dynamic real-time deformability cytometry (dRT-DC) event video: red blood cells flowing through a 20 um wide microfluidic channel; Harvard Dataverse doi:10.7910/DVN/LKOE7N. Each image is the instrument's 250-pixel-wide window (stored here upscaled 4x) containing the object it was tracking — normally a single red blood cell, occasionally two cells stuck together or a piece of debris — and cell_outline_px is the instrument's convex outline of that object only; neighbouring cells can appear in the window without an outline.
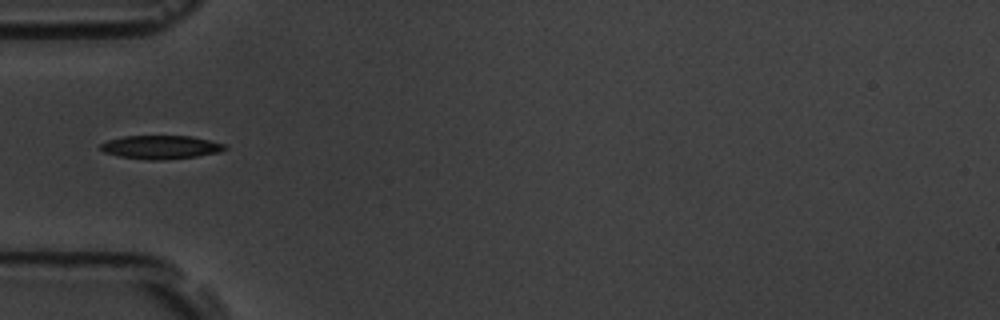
{"species": "common noctule bat (a hibernating species)", "species_latin": "Nyctalus noctula", "temperature_condition": "room temperature", "stored_images_in_passage": 39, "camera_frame_rate_fps": 3000, "um_per_image_px": 0.085, "animal": {"sex": "male", "body_mass_g": 19.5, "forearm_length_mm": 54.6}, "frame": {"image": 1, "passage_image": 1, "time_ms": 0.0, "image_size_px": [1000, 320], "cell_outline_px": [[228, 148], [220, 152], [196, 156], [164, 160], [148, 160], [120, 156], [104, 152], [100, 148], [100, 144], [108, 140], [124, 136], [192, 136], [224, 144]], "centroid_in_image_um": [13.67, 12.51], "position_along_channel_um": 71.3, "area_um2": 16.94}}
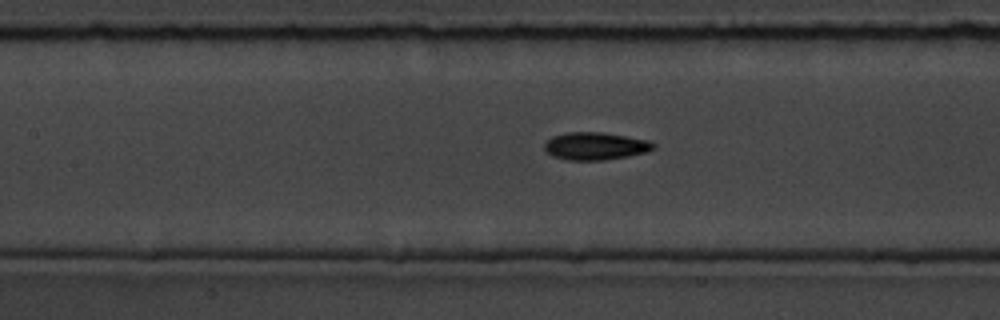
{"frame": {"image": 2, "passage_image": 8, "time_ms": 2.333, "image_size_px": [1000, 320], "cell_outline_px": [[656, 148], [648, 152], [628, 156], [600, 160], [568, 160], [552, 156], [544, 148], [544, 144], [552, 136], [568, 132], [604, 132], [648, 140], [656, 144]], "centroid_in_image_um": [50.63, 12.41], "position_along_channel_um": 156.8, "area_um2": 17.57}}
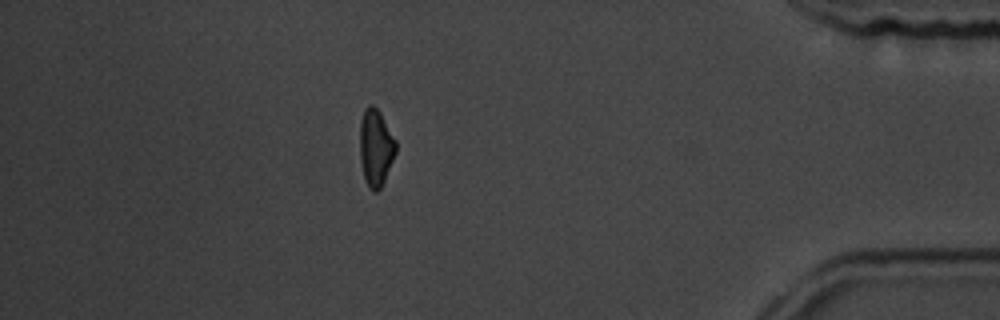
{"frame": {"image": 3, "passage_image": 32, "time_ms": 10.333, "image_size_px": [1000, 320], "cell_outline_px": [[396, 152], [384, 180], [380, 188], [376, 192], [372, 192], [368, 188], [364, 180], [360, 160], [360, 120], [364, 108], [368, 104], [372, 104], [380, 112], [396, 140]], "centroid_in_image_um": [31.92, 12.54], "position_along_channel_um": 403.3, "area_um2": 16.3}, "authors_computed_cell_mechanics": {"area_um2": 16.5886, "velocity_mm_per_s": 3.6312, "shape_relaxation_time_tau1_ms": 5.1258, "shape_relaxation_time_tau2_ms": 2.72, "deformation_change_tau1": 0.1564, "deformation_change_tau2": 0.0827}}